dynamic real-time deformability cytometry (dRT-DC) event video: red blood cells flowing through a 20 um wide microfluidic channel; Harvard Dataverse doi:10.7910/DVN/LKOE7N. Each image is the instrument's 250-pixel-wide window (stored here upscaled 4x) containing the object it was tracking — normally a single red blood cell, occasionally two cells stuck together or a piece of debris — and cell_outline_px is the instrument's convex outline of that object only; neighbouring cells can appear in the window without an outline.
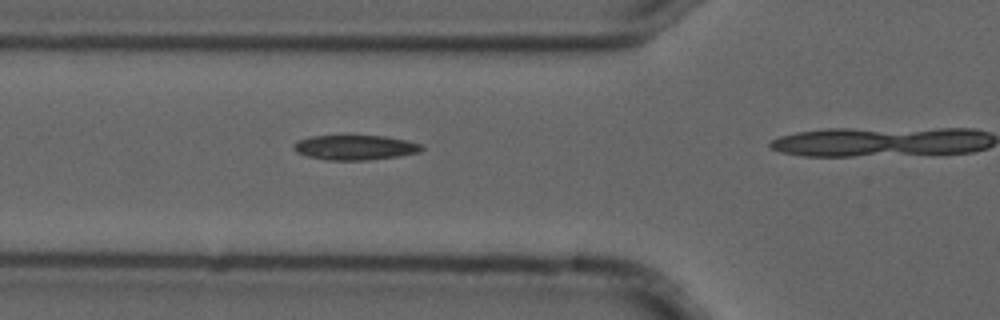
{"species": "common noctule bat (a hibernating species)", "species_latin": "Nyctalus noctula", "temperature_condition": "cold", "stored_images_in_passage": 5, "camera_frame_rate_fps": 3000, "um_per_image_px": 0.085, "animal": {"sex": "male", "forearm_length_mm": 52.5}, "frame": {"image": 1, "passage_image": 4, "time_ms": 1.0, "image_size_px": [1000, 320], "cell_outline_px": [[424, 148], [420, 152], [400, 156], [368, 160], [324, 160], [308, 156], [296, 152], [292, 148], [292, 144], [296, 140], [312, 136], [348, 132], [384, 136], [408, 140], [420, 144]], "centroid_in_image_um": [30.13, 12.48], "position_along_channel_um": 95.7, "area_um2": 19.71}}